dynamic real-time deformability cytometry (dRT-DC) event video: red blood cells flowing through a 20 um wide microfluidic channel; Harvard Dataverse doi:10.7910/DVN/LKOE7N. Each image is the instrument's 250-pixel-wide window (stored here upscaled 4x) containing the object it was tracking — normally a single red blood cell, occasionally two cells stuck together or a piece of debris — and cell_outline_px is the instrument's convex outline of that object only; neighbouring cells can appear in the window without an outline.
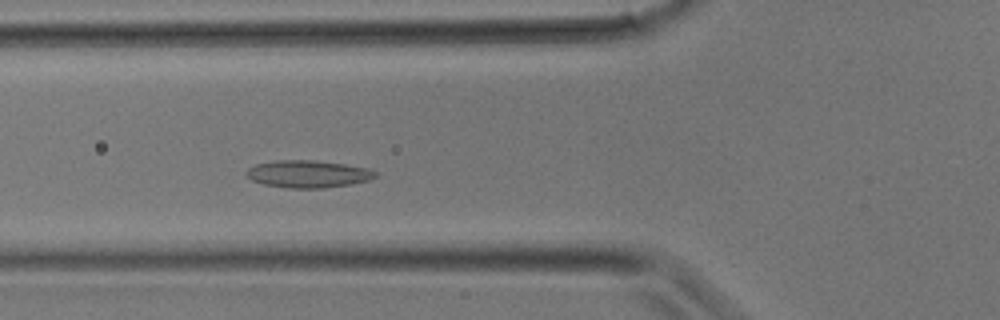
{"species": "common noctule bat (a hibernating species)", "species_latin": "Nyctalus noctula", "temperature_condition": "room temperature", "stored_images_in_passage": 27, "camera_frame_rate_fps": 3000, "um_per_image_px": 0.085, "animal": {"sex": "male", "body_mass_g": 17.9}, "frame": {"image": 1, "passage_image": 6, "time_ms": 1.667, "image_size_px": [1000, 320], "cell_outline_px": [[376, 176], [368, 180], [352, 184], [324, 188], [288, 188], [264, 184], [252, 180], [244, 172], [248, 168], [256, 164], [276, 160], [316, 160], [344, 164], [368, 168], [376, 172]], "centroid_in_image_um": [26.17, 14.78], "position_along_channel_um": 99.6, "area_um2": 20.52}}
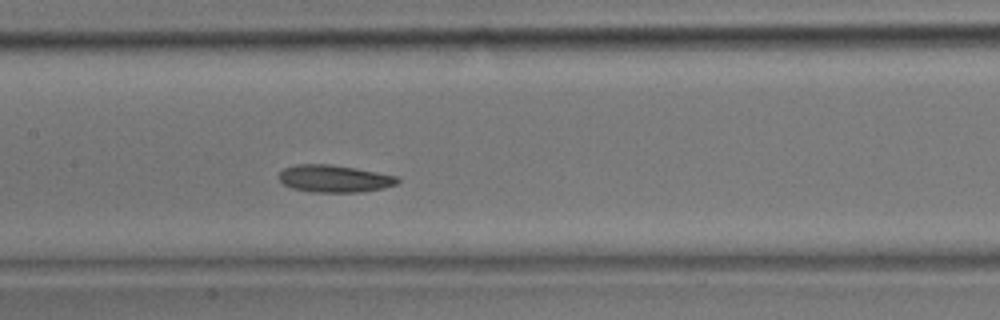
{"frame": {"image": 2, "passage_image": 10, "time_ms": 3.0, "image_size_px": [1000, 320], "cell_outline_px": [[400, 180], [396, 184], [384, 188], [364, 192], [308, 192], [292, 188], [284, 184], [280, 180], [280, 172], [284, 168], [296, 164], [328, 164], [356, 168], [396, 176]], "centroid_in_image_um": [28.42, 15.19], "position_along_channel_um": 179.0, "area_um2": 18.84}}
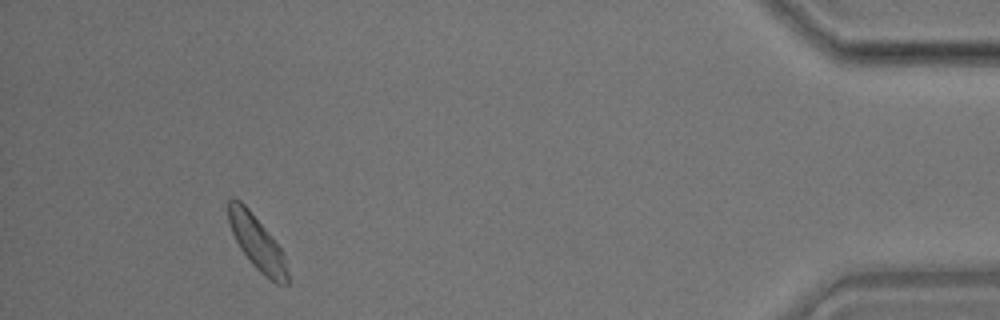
{"frame": {"image": 3, "passage_image": 25, "time_ms": 8.0, "image_size_px": [1000, 320], "cell_outline_px": [[288, 284], [276, 284], [264, 276], [252, 264], [240, 248], [232, 232], [228, 220], [228, 200], [240, 200], [248, 208], [280, 248], [284, 256], [288, 272]], "centroid_in_image_um": [21.85, 20.68], "position_along_channel_um": 413.3, "area_um2": 18.15}}